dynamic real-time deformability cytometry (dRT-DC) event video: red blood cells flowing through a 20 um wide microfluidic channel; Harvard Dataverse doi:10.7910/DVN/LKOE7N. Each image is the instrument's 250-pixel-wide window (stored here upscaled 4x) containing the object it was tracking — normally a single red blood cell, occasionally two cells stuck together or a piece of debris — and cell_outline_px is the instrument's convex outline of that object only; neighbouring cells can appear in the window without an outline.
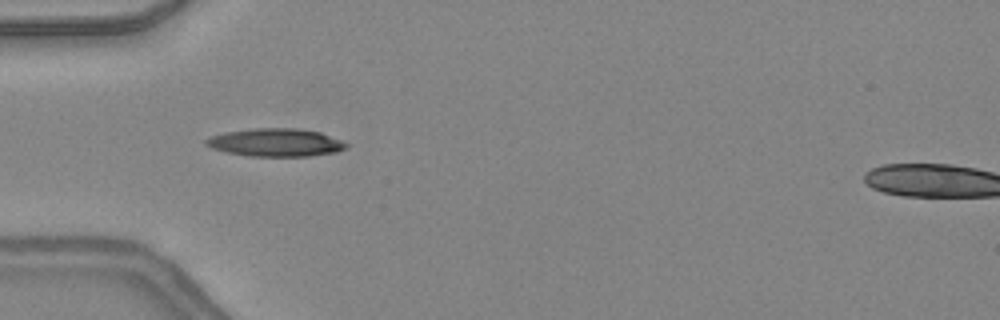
{"species": "common noctule bat (a hibernating species)", "species_latin": "Nyctalus noctula", "temperature_condition": "warm", "stored_images_in_passage": 3, "camera_frame_rate_fps": 3000, "um_per_image_px": 0.085, "animal": {"sex": "female", "body_mass_g": 24.6, "forearm_length_mm": 56.2}, "frame": {"image": 1, "passage_image": 2, "time_ms": 0.333, "image_size_px": [1000, 320], "cell_outline_px": [[348, 148], [336, 152], [308, 156], [248, 156], [228, 152], [212, 148], [204, 144], [204, 140], [212, 136], [224, 132], [252, 128], [296, 128], [320, 132], [340, 140], [348, 144]], "centroid_in_image_um": [23.43, 12.11], "position_along_channel_um": 61.6, "area_um2": 22.83}}
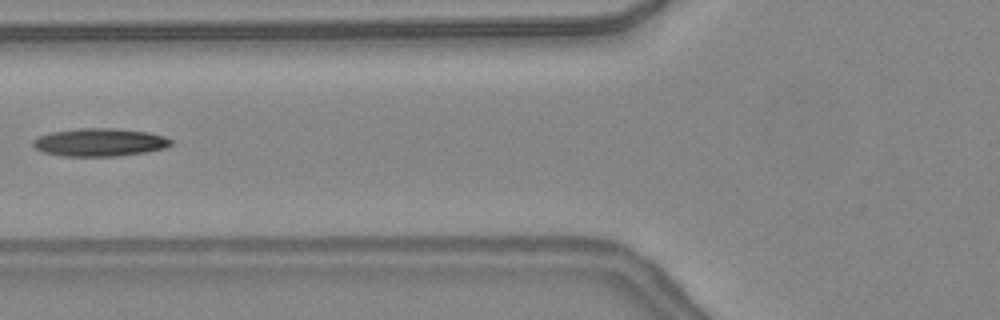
{"frame": {"image": 2, "passage_image": 3, "time_ms": 0.667, "image_size_px": [1000, 320], "cell_outline_px": [[172, 144], [164, 148], [144, 152], [116, 156], [64, 156], [44, 152], [36, 148], [32, 144], [32, 140], [40, 136], [52, 132], [80, 128], [112, 128], [148, 132], [164, 136], [172, 140]], "centroid_in_image_um": [8.47, 12.09], "position_along_channel_um": 117.3, "area_um2": 22.25}}